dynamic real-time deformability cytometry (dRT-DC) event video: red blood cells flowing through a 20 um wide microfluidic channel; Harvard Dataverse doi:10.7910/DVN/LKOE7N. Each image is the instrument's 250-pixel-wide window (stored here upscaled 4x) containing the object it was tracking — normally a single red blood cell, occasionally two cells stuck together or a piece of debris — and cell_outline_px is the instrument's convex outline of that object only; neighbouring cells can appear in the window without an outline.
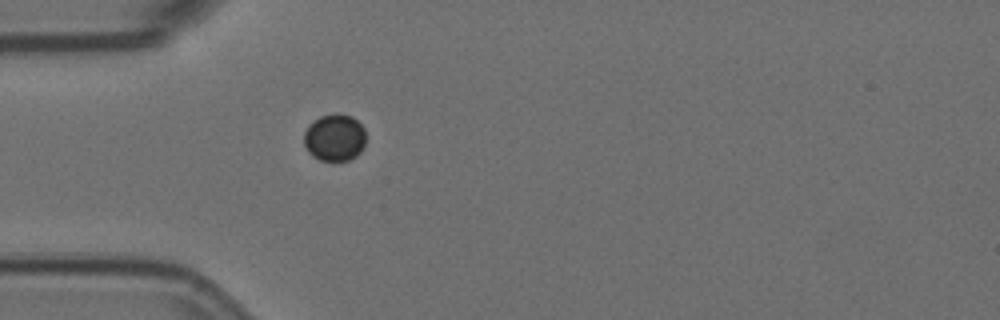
{"species": "Egyptian fruit bat (a non-hibernating species)", "species_latin": "Rousettus aegyptiacus", "temperature_condition": "room temperature", "stored_images_in_passage": 1, "camera_frame_rate_fps": 3000, "um_per_image_px": 0.085, "animal": {"sex": "female"}, "frame": {"image": 1, "passage_image": 1, "time_ms": 0.0, "image_size_px": [1000, 320], "cell_outline_px": [[364, 144], [360, 152], [356, 156], [348, 160], [320, 160], [312, 156], [308, 152], [304, 144], [304, 132], [308, 124], [312, 120], [320, 116], [336, 112], [352, 116], [364, 128]], "centroid_in_image_um": [28.41, 11.67], "position_along_channel_um": 56.6, "area_um2": 17.11}}